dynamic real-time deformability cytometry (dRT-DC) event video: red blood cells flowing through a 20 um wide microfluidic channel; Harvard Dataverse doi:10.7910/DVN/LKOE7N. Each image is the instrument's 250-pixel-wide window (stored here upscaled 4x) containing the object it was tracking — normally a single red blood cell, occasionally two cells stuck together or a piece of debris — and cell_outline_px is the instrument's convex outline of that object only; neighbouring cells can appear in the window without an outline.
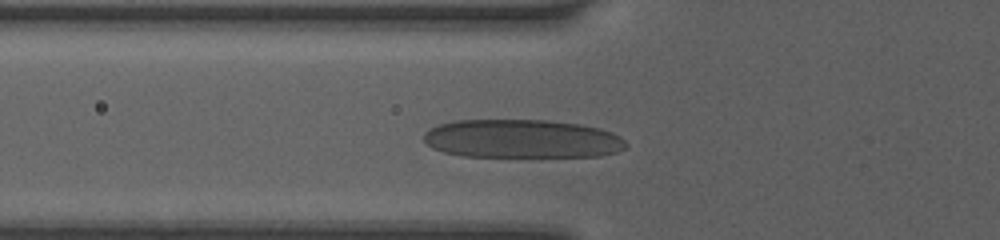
{"species": "human", "species_latin": "Homo sapiens", "temperature_condition": "room temperature", "stored_images_in_passage": 9, "camera_frame_rate_fps": 3000, "um_per_image_px": 0.085, "donor": {"sex": "female"}, "frame": {"image": 1, "passage_image": 3, "time_ms": 0.333, "image_size_px": [1000, 240], "cell_outline_px": [[628, 144], [624, 148], [616, 152], [600, 156], [460, 156], [444, 152], [432, 148], [424, 140], [424, 132], [428, 128], [440, 124], [456, 120], [548, 120], [580, 124], [600, 128], [612, 132], [620, 136]], "centroid_in_image_um": [44.36, 11.79], "position_along_channel_um": 81.4, "area_um2": 45.55}}